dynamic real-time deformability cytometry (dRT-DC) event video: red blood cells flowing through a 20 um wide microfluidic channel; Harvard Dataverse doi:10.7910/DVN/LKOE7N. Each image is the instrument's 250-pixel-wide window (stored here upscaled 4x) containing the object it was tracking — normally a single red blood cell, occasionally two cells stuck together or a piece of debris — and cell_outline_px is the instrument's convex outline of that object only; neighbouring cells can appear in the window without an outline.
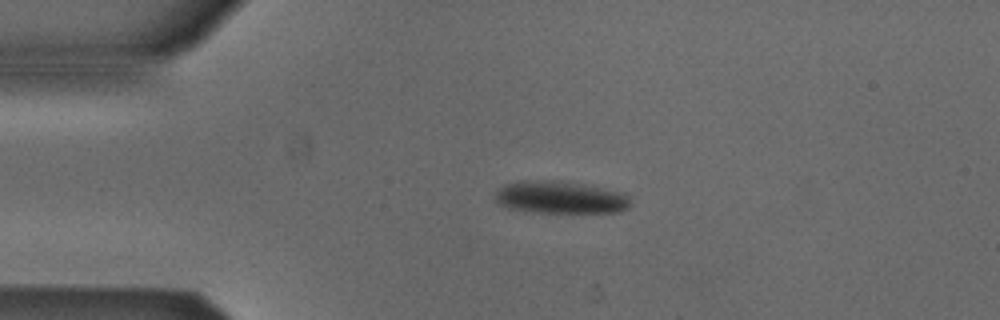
{"species": "Egyptian fruit bat (a non-hibernating species)", "species_latin": "Rousettus aegyptiacus", "temperature_condition": "cold", "stored_images_in_passage": 42, "camera_frame_rate_fps": 3000, "um_per_image_px": 0.085, "animal": {"sex": "male"}, "frame": {"image": 1, "passage_image": 1, "time_ms": 0.0, "image_size_px": [1000, 320], "cell_outline_px": [[628, 208], [620, 212], [532, 212], [508, 208], [500, 204], [496, 200], [496, 192], [504, 184], [524, 180], [560, 180], [624, 192], [628, 196]], "centroid_in_image_um": [47.61, 16.77], "position_along_channel_um": 37.4, "area_um2": 25.49}}
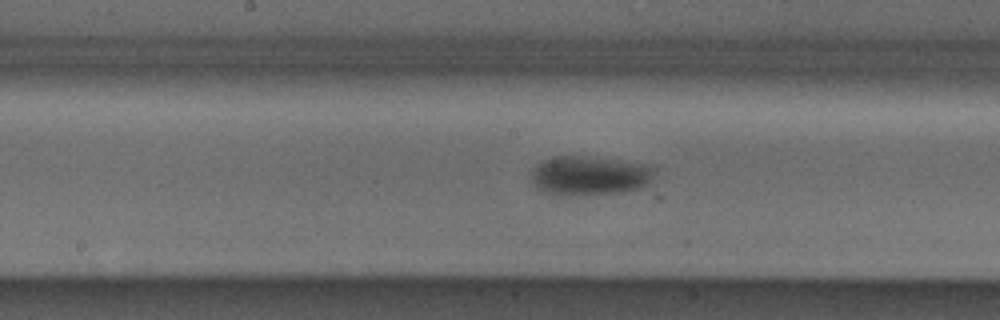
{"frame": {"image": 2, "passage_image": 16, "time_ms": 5.0, "image_size_px": [1000, 320], "cell_outline_px": [[656, 168], [648, 184], [640, 188], [620, 192], [564, 196], [560, 196], [536, 188], [532, 180], [532, 168], [536, 164], [544, 160], [556, 156], [580, 156], [648, 164]], "centroid_in_image_um": [50.09, 14.93], "position_along_channel_um": 198.1, "area_um2": 28.03}}
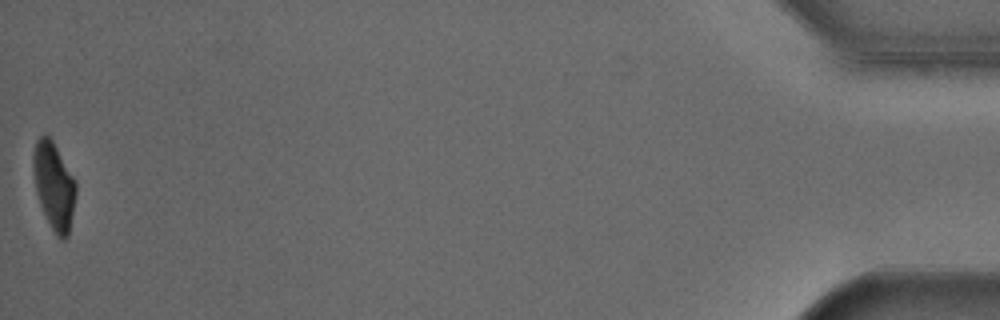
{"frame": {"image": 3, "passage_image": 42, "time_ms": 13.667, "image_size_px": [1000, 320], "cell_outline_px": [[76, 192], [68, 236], [64, 240], [60, 240], [56, 236], [40, 204], [36, 192], [32, 164], [32, 156], [36, 140], [40, 136], [48, 136], [52, 140], [76, 180]], "centroid_in_image_um": [4.58, 15.78], "position_along_channel_um": 430.6, "area_um2": 21.5}, "authors_computed_cell_mechanics": {"area_um2": 26.2412, "velocity_mm_per_s": 3.8669, "shape_relaxation_time_tau1_ms": 8.4026, "shape_relaxation_time_tau2_ms": 4.6694, "deformation_change_tau1": 0.1928, "deformation_change_tau2": 0.0544}}